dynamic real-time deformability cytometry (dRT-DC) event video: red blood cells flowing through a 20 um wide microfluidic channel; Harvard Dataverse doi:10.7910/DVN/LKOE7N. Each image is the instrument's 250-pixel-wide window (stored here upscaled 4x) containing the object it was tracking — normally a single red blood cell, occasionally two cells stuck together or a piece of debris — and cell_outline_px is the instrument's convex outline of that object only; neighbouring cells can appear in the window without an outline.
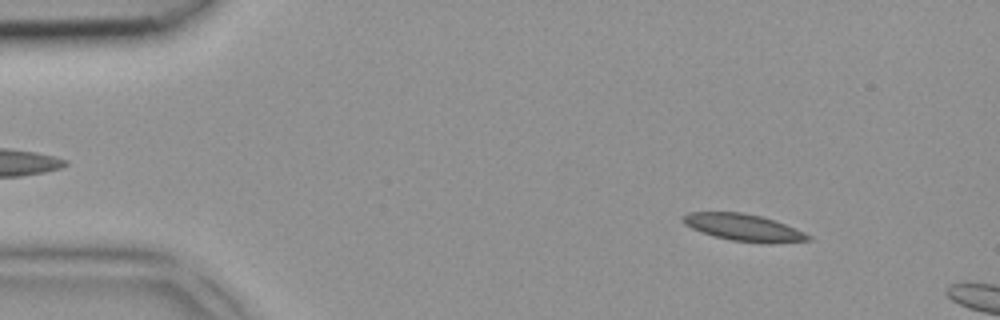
{"species": "common noctule bat (a hibernating species)", "species_latin": "Nyctalus noctula", "temperature_condition": "room temperature", "stored_images_in_passage": 3, "camera_frame_rate_fps": 3000, "um_per_image_px": 0.085, "animal": {"sex": "female", "body_mass_g": 18.4}, "frame": {"image": 1, "passage_image": 1, "time_ms": 0.0, "image_size_px": [1000, 320], "cell_outline_px": [[812, 240], [772, 244], [732, 240], [712, 236], [692, 228], [684, 224], [680, 220], [680, 216], [688, 212], [744, 212], [760, 216], [796, 228], [812, 236]], "centroid_in_image_um": [63.19, 19.34], "position_along_channel_um": 21.8, "area_um2": 19.83}}